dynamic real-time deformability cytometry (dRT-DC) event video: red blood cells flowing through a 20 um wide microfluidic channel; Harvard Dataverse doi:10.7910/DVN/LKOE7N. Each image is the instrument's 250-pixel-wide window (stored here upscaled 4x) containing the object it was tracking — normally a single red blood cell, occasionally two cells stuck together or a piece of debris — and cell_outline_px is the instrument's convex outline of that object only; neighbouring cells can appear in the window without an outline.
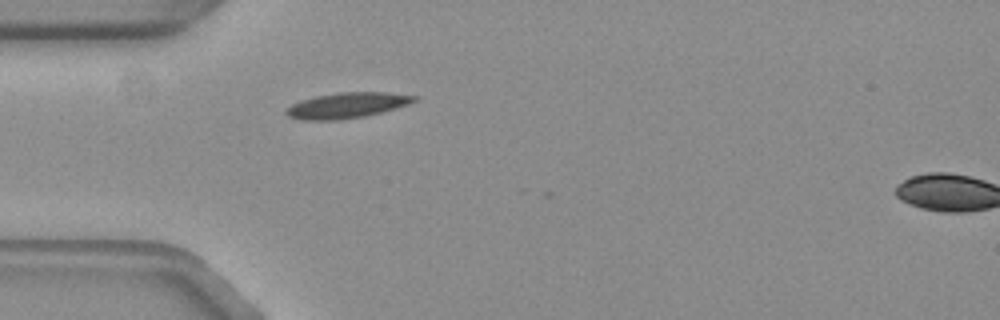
{"species": "common noctule bat (a hibernating species)", "species_latin": "Nyctalus noctula", "temperature_condition": "warm", "stored_images_in_passage": 3, "camera_frame_rate_fps": 3000, "um_per_image_px": 0.085, "animal": {"sex": "female", "body_mass_g": 19.3, "forearm_length_mm": 54.1}, "frame": {"image": 1, "passage_image": 1, "time_ms": 0.0, "image_size_px": [1000, 320], "cell_outline_px": [[420, 96], [416, 100], [408, 104], [380, 112], [364, 116], [336, 120], [300, 120], [288, 116], [284, 112], [292, 104], [300, 100], [316, 96], [336, 92], [384, 92]], "centroid_in_image_um": [29.46, 8.95], "position_along_channel_um": 55.5, "area_um2": 18.96}}